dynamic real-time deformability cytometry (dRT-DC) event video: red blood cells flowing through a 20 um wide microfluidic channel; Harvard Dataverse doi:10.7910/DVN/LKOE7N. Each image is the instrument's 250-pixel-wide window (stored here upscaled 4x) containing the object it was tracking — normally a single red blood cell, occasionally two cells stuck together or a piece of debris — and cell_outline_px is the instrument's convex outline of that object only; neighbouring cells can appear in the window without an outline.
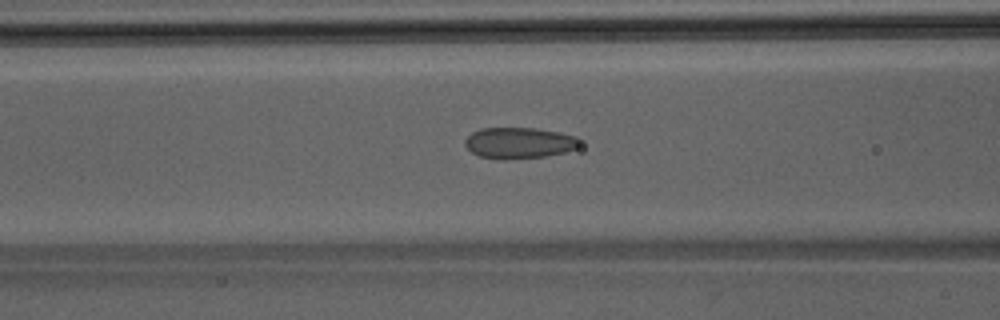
{"species": "Egyptian fruit bat (a non-hibernating species)", "species_latin": "Rousettus aegyptiacus", "temperature_condition": "room temperature", "stored_images_in_passage": 48, "camera_frame_rate_fps": 3000, "um_per_image_px": 0.085, "animal": {"sex": "male"}, "frame": {"image": 1, "passage_image": 20, "time_ms": 6.333, "image_size_px": [1000, 320], "cell_outline_px": [[580, 144], [576, 148], [564, 152], [544, 156], [504, 160], [480, 156], [472, 152], [464, 144], [464, 140], [472, 132], [480, 128], [536, 128], [576, 136], [580, 140]], "centroid_in_image_um": [44.1, 12.14], "position_along_channel_um": 122.5, "area_um2": 20.69}}
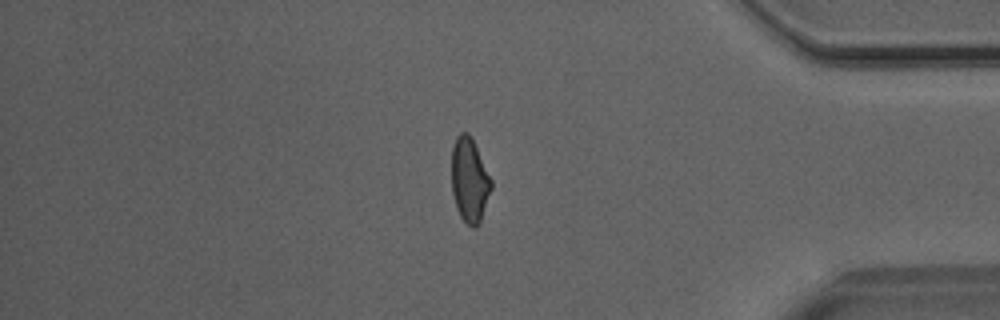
{"frame": {"image": 2, "passage_image": 41, "time_ms": 13.333, "image_size_px": [1000, 320], "cell_outline_px": [[492, 188], [480, 224], [476, 228], [472, 228], [460, 216], [456, 208], [452, 192], [452, 148], [456, 136], [460, 132], [468, 132], [472, 136], [492, 180]], "centroid_in_image_um": [39.92, 15.3], "position_along_channel_um": 395.3, "area_um2": 19.83}}
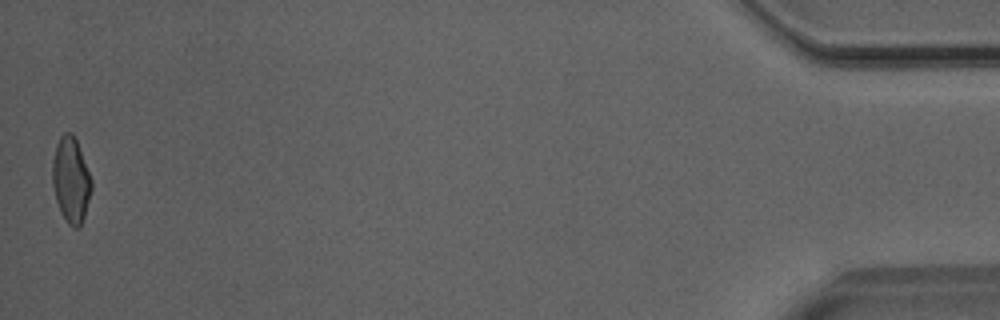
{"frame": {"image": 3, "passage_image": 48, "time_ms": 15.667, "image_size_px": [1000, 320], "cell_outline_px": [[92, 188], [84, 216], [80, 228], [72, 228], [68, 224], [60, 212], [56, 200], [52, 184], [52, 160], [56, 144], [60, 136], [64, 132], [72, 132], [76, 140], [92, 180]], "centroid_in_image_um": [6.01, 15.31], "position_along_channel_um": 429.2, "area_um2": 19.54}}